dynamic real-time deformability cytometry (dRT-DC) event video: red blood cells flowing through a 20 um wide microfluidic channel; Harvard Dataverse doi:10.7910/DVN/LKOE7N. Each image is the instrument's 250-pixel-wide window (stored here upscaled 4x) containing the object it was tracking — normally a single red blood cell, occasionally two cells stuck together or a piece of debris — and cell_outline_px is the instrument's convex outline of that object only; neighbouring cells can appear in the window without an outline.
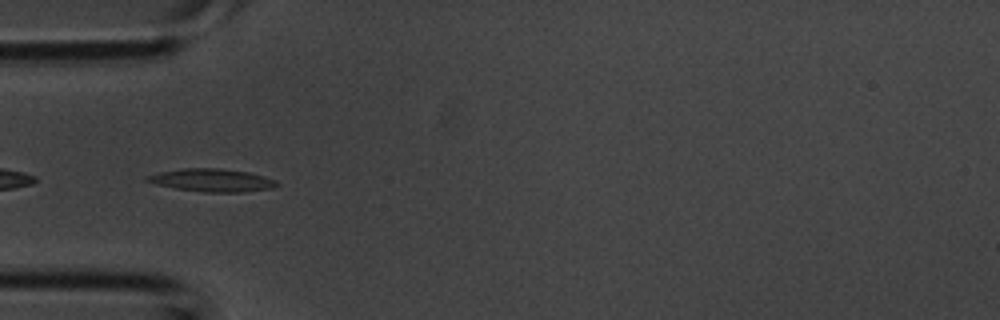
{"species": "common noctule bat (a hibernating species)", "species_latin": "Nyctalus noctula", "temperature_condition": "room temperature", "stored_images_in_passage": 3, "camera_frame_rate_fps": 3000, "um_per_image_px": 0.085, "animal": {"sex": "male", "body_mass_g": 20.1, "forearm_length_mm": 53.5}, "frame": {"image": 1, "passage_image": 3, "time_ms": 0.667, "image_size_px": [1000, 320], "cell_outline_px": [[280, 184], [272, 188], [240, 192], [204, 192], [176, 188], [156, 184], [144, 180], [144, 176], [160, 172], [180, 168], [220, 168], [248, 172], [264, 176], [276, 180]], "centroid_in_image_um": [18.0, 15.31], "position_along_channel_um": 67.0, "area_um2": 17.28}}